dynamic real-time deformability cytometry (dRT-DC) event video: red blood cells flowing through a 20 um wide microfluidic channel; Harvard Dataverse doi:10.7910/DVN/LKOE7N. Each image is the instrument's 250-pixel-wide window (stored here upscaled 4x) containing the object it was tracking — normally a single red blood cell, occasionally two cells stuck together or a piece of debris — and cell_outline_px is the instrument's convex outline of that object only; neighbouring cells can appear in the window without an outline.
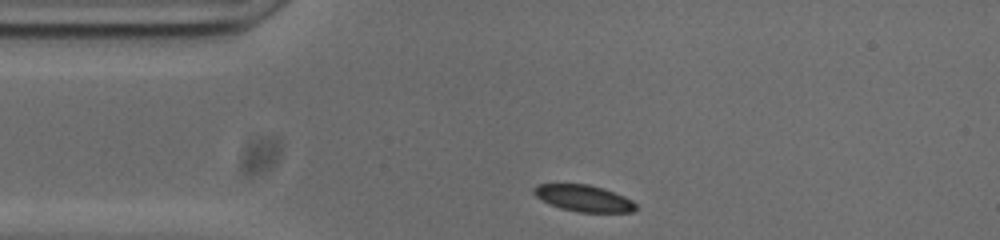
{"species": "common noctule bat (a hibernating species)", "species_latin": "Nyctalus noctula", "temperature_condition": "cold", "stored_images_in_passage": 35, "camera_frame_rate_fps": 3000, "um_per_image_px": 0.085, "animal": {"sex": "male", "body_mass_g": 20.0, "forearm_length_mm": 53.3}, "frame": {"image": 1, "passage_image": 1, "time_ms": 0.0, "image_size_px": [1000, 240], "cell_outline_px": [[636, 208], [632, 212], [580, 212], [560, 208], [548, 204], [536, 196], [532, 192], [532, 188], [536, 184], [588, 184], [624, 196], [632, 200], [636, 204]], "centroid_in_image_um": [49.56, 16.85], "position_along_channel_um": 35.4, "area_um2": 15.66}}
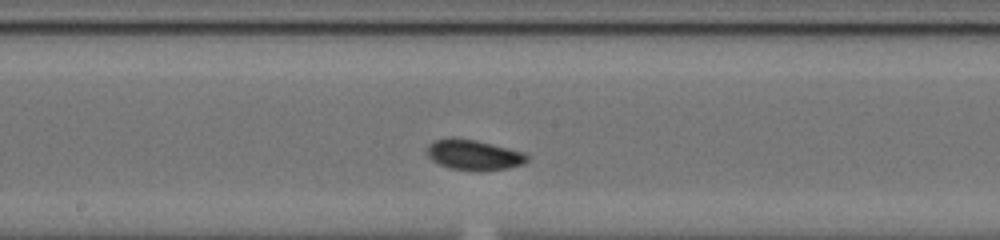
{"frame": {"image": 2, "passage_image": 17, "time_ms": 5.333, "image_size_px": [1000, 240], "cell_outline_px": [[528, 160], [524, 164], [508, 168], [452, 168], [440, 164], [432, 160], [428, 156], [428, 144], [436, 140], [452, 136], [476, 140], [524, 152], [528, 156]], "centroid_in_image_um": [40.26, 13.1], "position_along_channel_um": 207.9, "area_um2": 16.99}}
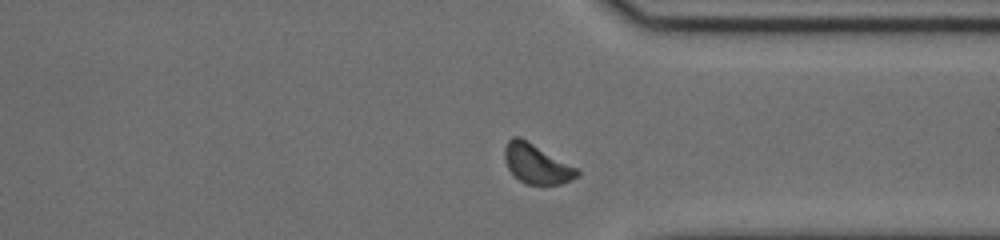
{"frame": {"image": 3, "passage_image": 30, "time_ms": 9.667, "image_size_px": [1000, 240], "cell_outline_px": [[580, 176], [572, 180], [560, 184], [524, 184], [508, 168], [504, 156], [504, 148], [508, 140], [512, 136], [520, 136], [576, 168], [580, 172]], "centroid_in_image_um": [45.6, 13.92], "position_along_channel_um": 365.8, "area_um2": 16.53}, "authors_computed_cell_mechanics": {"area_um2": 16.8198, "velocity_mm_per_s": 3.6983, "shape_relaxation_time_tau1_ms": 1.6933, "shape_relaxation_time_tau2_ms": 3.7303, "deformation_change_tau1": 0.0518, "deformation_change_tau2": 0.0703}}